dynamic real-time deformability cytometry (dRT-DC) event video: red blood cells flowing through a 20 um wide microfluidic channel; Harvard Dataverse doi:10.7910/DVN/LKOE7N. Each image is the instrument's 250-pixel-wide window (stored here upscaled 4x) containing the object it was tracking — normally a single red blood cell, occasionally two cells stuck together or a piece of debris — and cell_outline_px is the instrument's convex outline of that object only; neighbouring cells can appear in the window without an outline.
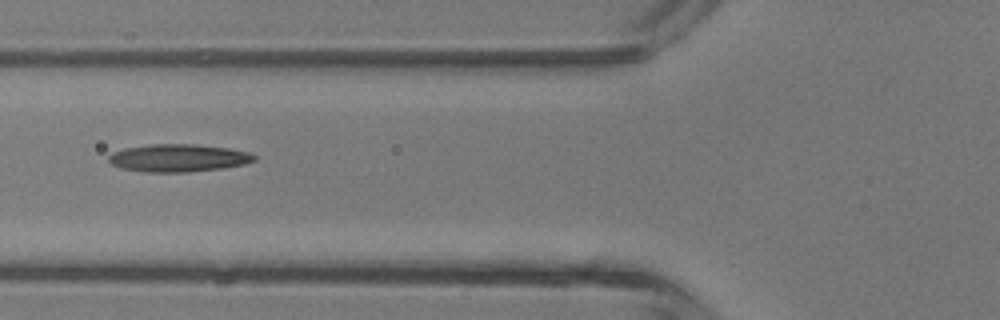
{"species": "common noctule bat (a hibernating species)", "species_latin": "Nyctalus noctula", "temperature_condition": "room temperature", "stored_images_in_passage": 6, "camera_frame_rate_fps": 3000, "um_per_image_px": 0.085, "animal": {"sex": "male", "body_mass_g": 13.3}, "frame": {"image": 1, "passage_image": 5, "time_ms": 4.667, "image_size_px": [1000, 320], "cell_outline_px": [[256, 160], [244, 164], [220, 168], [188, 172], [144, 172], [120, 168], [112, 164], [108, 160], [108, 156], [112, 152], [124, 148], [152, 144], [196, 144], [228, 148], [248, 152], [256, 156]], "centroid_in_image_um": [15.13, 13.42], "position_along_channel_um": 110.7, "area_um2": 23.47}}
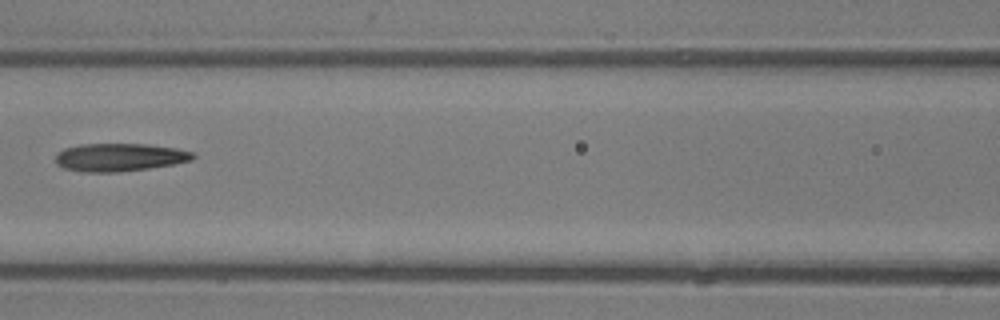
{"frame": {"image": 2, "passage_image": 6, "time_ms": 5.667, "image_size_px": [1000, 320], "cell_outline_px": [[196, 156], [192, 160], [172, 164], [148, 168], [116, 172], [84, 172], [64, 168], [56, 164], [56, 152], [64, 148], [80, 144], [144, 144], [176, 148], [192, 152]], "centroid_in_image_um": [10.12, 13.36], "position_along_channel_um": 156.5, "area_um2": 22.31}}